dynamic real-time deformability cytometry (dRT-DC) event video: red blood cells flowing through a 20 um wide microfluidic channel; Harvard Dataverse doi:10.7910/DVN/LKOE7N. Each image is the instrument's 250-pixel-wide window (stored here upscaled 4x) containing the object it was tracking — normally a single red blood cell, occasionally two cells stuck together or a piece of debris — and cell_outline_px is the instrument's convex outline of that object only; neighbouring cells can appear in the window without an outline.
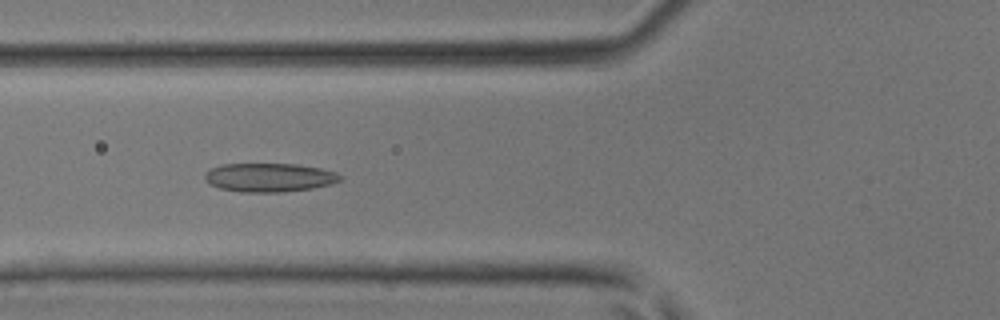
{"species": "common noctule bat (a hibernating species)", "species_latin": "Nyctalus noctula", "temperature_condition": "room temperature", "stored_images_in_passage": 28, "camera_frame_rate_fps": 3000, "um_per_image_px": 0.085, "animal": {"sex": "male", "body_mass_g": 17.9, "forearm_length_mm": 54.2}, "frame": {"image": 1, "passage_image": 3, "time_ms": 0.667, "image_size_px": [1000, 320], "cell_outline_px": [[344, 176], [340, 180], [332, 184], [312, 188], [280, 192], [240, 192], [220, 188], [208, 184], [204, 180], [204, 172], [220, 164], [296, 164], [320, 168], [336, 172]], "centroid_in_image_um": [22.87, 15.08], "position_along_channel_um": 102.9, "area_um2": 22.83}}
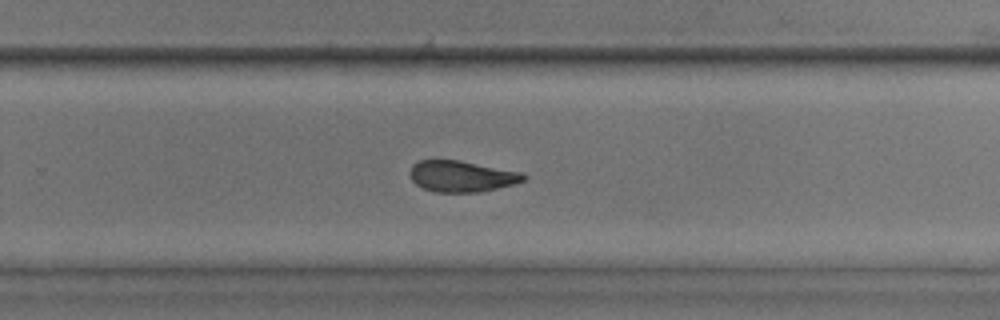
{"frame": {"image": 2, "passage_image": 15, "time_ms": 4.667, "image_size_px": [1000, 320], "cell_outline_px": [[528, 176], [524, 180], [512, 184], [496, 188], [476, 192], [436, 192], [424, 188], [416, 184], [412, 180], [408, 172], [412, 164], [420, 160], [460, 160], [520, 172]], "centroid_in_image_um": [39.19, 14.97], "position_along_channel_um": 290.6, "area_um2": 20.46}}
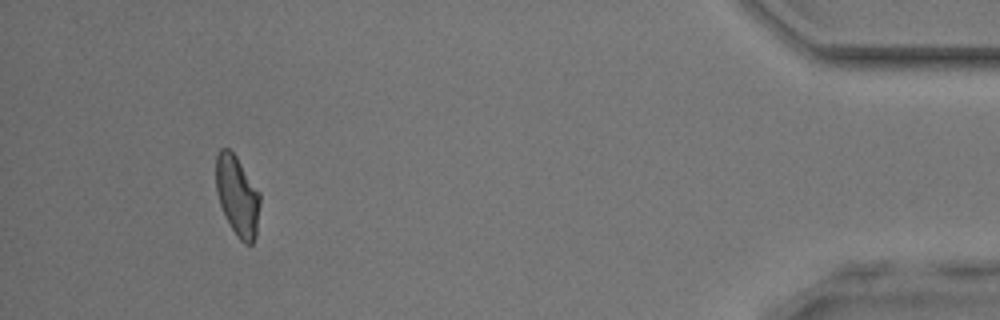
{"frame": {"image": 3, "passage_image": 27, "time_ms": 8.667, "image_size_px": [1000, 320], "cell_outline_px": [[260, 204], [256, 236], [252, 244], [244, 244], [236, 236], [220, 204], [216, 192], [216, 156], [220, 148], [228, 148], [236, 156], [260, 192]], "centroid_in_image_um": [20.18, 16.65], "position_along_channel_um": 415.0, "area_um2": 20.52}}